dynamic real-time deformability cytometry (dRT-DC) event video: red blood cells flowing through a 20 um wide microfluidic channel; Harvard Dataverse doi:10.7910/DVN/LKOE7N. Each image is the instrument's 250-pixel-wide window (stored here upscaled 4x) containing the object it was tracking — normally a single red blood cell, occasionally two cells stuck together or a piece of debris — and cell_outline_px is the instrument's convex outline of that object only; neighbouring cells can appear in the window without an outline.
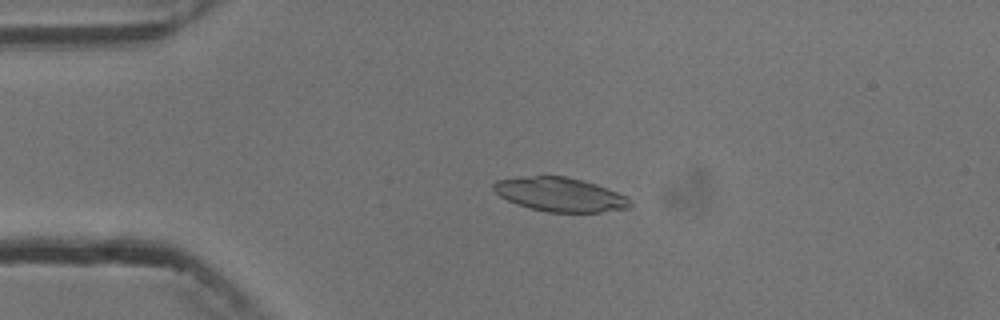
{"species": "common noctule bat (a hibernating species)", "species_latin": "Nyctalus noctula", "temperature_condition": "cold", "stored_images_in_passage": 4, "camera_frame_rate_fps": 3000, "um_per_image_px": 0.085, "animal": {"sex": "male", "body_mass_g": 13.3}, "frame": {"image": 1, "passage_image": 3, "time_ms": 2.333, "image_size_px": [1000, 320], "cell_outline_px": [[632, 204], [628, 208], [600, 212], [548, 212], [516, 204], [500, 196], [492, 188], [492, 184], [496, 180], [520, 176], [564, 176], [584, 180], [608, 188], [628, 196], [632, 200]], "centroid_in_image_um": [47.63, 16.52], "position_along_channel_um": 37.4, "area_um2": 27.22}}